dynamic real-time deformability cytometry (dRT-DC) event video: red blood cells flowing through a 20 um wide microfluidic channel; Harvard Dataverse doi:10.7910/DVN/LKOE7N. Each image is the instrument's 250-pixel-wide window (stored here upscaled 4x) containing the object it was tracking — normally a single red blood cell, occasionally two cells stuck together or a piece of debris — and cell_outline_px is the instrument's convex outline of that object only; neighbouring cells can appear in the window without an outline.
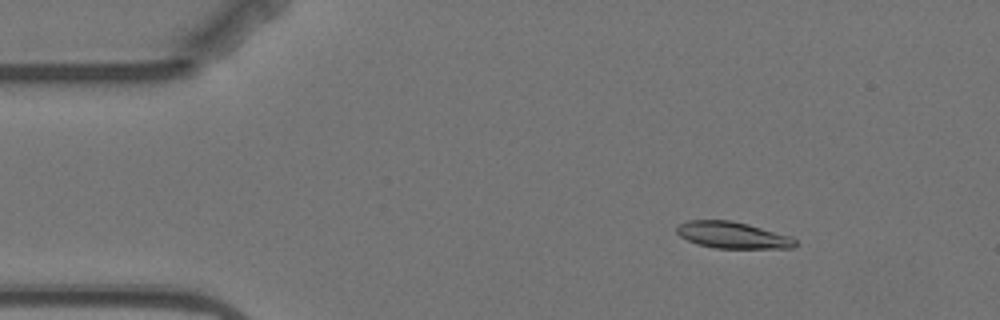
{"species": "Egyptian fruit bat (a non-hibernating species)", "species_latin": "Rousettus aegyptiacus", "temperature_condition": "warm", "stored_images_in_passage": 6, "camera_frame_rate_fps": 3000, "um_per_image_px": 0.085, "animal": {"sex": "female"}, "frame": {"image": 1, "passage_image": 2, "time_ms": 2.0, "image_size_px": [1000, 320], "cell_outline_px": [[796, 244], [792, 248], [716, 248], [696, 244], [680, 236], [676, 232], [676, 228], [680, 224], [688, 220], [732, 220], [748, 224], [792, 236], [796, 240]], "centroid_in_image_um": [62.27, 19.98], "position_along_channel_um": 22.7, "area_um2": 18.38}}
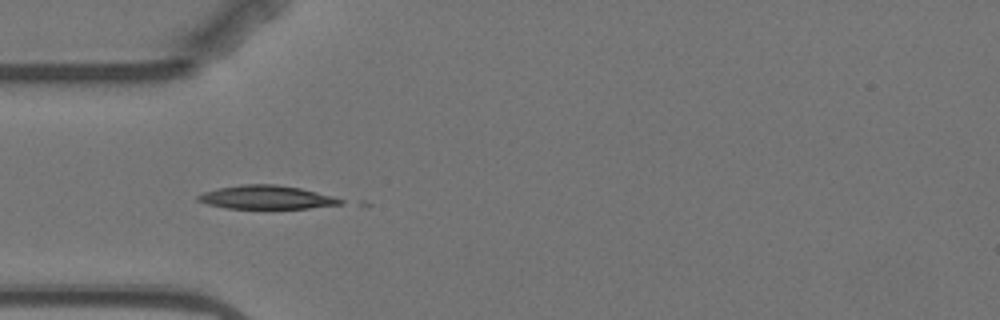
{"frame": {"image": 2, "passage_image": 4, "time_ms": 5.0, "image_size_px": [1000, 320], "cell_outline_px": [[344, 204], [308, 208], [228, 208], [208, 204], [196, 200], [196, 196], [204, 192], [216, 188], [244, 184], [276, 184], [300, 188], [332, 196], [344, 200]], "centroid_in_image_um": [22.64, 16.76], "position_along_channel_um": 62.4, "area_um2": 19.42}}
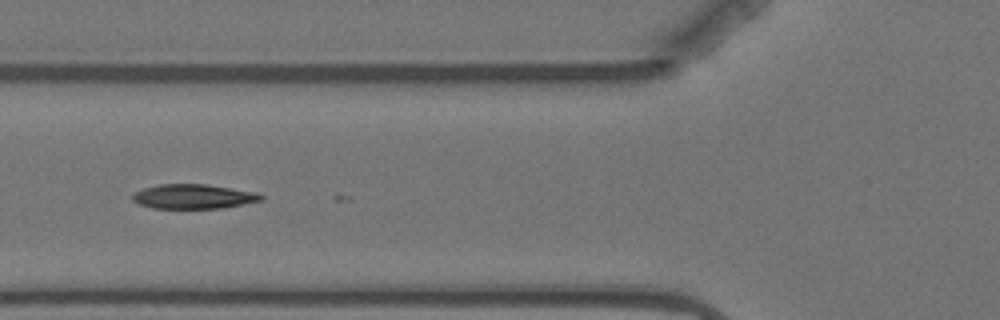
{"frame": {"image": 3, "passage_image": 5, "time_ms": 6.333, "image_size_px": [1000, 320], "cell_outline_px": [[264, 200], [244, 204], [220, 208], [152, 208], [140, 204], [132, 200], [132, 196], [136, 192], [144, 188], [160, 184], [204, 184], [256, 192], [264, 196]], "centroid_in_image_um": [16.46, 16.7], "position_along_channel_um": 109.3, "area_um2": 18.21}}